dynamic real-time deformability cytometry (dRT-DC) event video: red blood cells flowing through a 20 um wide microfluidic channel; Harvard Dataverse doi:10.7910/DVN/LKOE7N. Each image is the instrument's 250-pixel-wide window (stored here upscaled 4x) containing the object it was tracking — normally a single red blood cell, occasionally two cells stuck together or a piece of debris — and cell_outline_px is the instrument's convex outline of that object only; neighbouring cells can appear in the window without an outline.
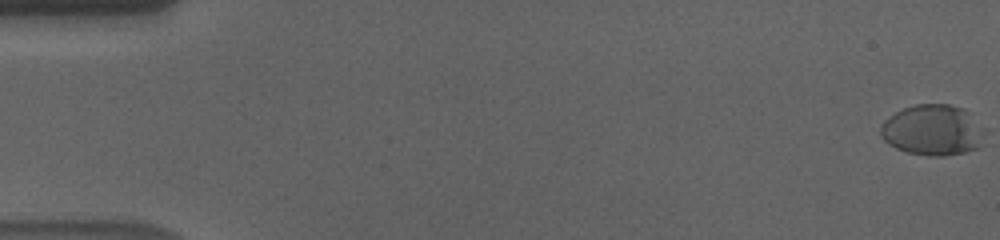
{"species": "human", "species_latin": "Homo sapiens", "temperature_condition": "cold", "stored_images_in_passage": 59, "camera_frame_rate_fps": 3000, "um_per_image_px": 0.085, "donor": {"sex": "male"}, "frame": {"image": 1, "passage_image": 1, "time_ms": 0.0, "image_size_px": [1000, 240], "cell_outline_px": [[980, 144], [976, 148], [964, 152], [944, 156], [928, 156], [908, 152], [896, 148], [888, 144], [880, 136], [880, 128], [884, 120], [896, 112], [904, 108], [916, 104], [948, 104], [964, 108]], "centroid_in_image_um": [79.07, 11.07], "position_along_channel_um": 5.9, "area_um2": 29.25}}
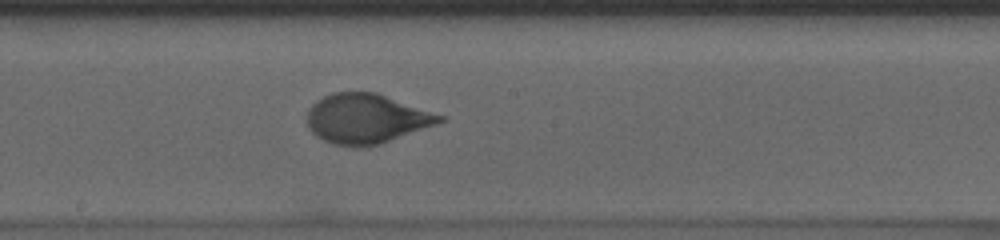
{"frame": {"image": 2, "passage_image": 33, "time_ms": 10.667, "image_size_px": [1000, 240], "cell_outline_px": [[448, 120], [380, 144], [332, 144], [316, 136], [308, 128], [308, 108], [316, 100], [332, 92], [376, 92], [448, 116]], "centroid_in_image_um": [31.19, 10.04], "position_along_channel_um": 217.0, "area_um2": 38.15}}
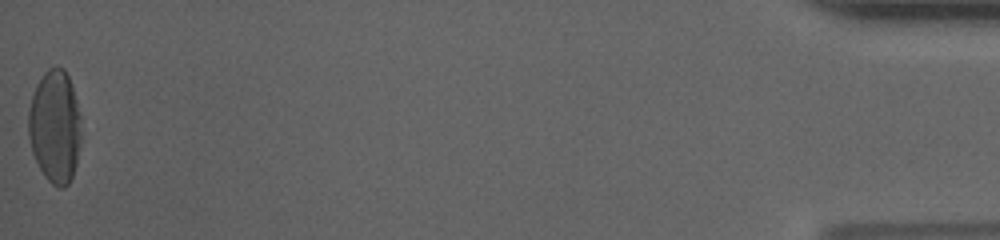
{"frame": {"image": 3, "passage_image": 59, "time_ms": 19.333, "image_size_px": [1000, 240], "cell_outline_px": [[80, 140], [76, 164], [72, 176], [68, 184], [64, 188], [60, 188], [52, 184], [44, 176], [32, 152], [28, 136], [28, 108], [36, 84], [44, 72], [48, 68], [56, 64], [64, 68], [68, 76], [76, 100], [80, 116]], "centroid_in_image_um": [4.65, 10.73], "position_along_channel_um": 430.6, "area_um2": 34.85}, "authors_computed_cell_mechanics": {"area_um2": 36.0094, "velocity_mm_per_s": 3.5585, "shape_relaxation_time_tau1_ms": 3.8626, "shape_relaxation_time_tau2_ms": null, "deformation_change_tau1": 0.174, "deformation_change_tau2": null}}